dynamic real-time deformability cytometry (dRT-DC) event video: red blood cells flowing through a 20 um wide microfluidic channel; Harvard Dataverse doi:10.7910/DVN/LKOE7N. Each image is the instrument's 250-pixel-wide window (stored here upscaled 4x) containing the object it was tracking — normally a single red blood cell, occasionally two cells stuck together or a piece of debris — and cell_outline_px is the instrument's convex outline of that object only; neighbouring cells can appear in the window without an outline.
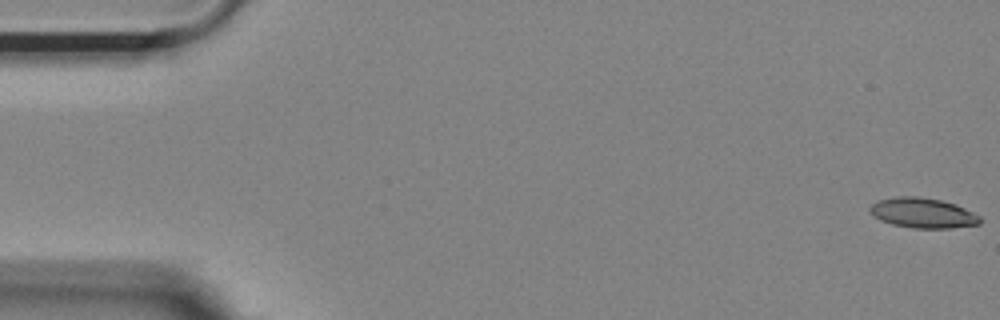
{"species": "Egyptian fruit bat (a non-hibernating species)", "species_latin": "Rousettus aegyptiacus", "temperature_condition": "room temperature", "stored_images_in_passage": 55, "camera_frame_rate_fps": 3000, "um_per_image_px": 0.085, "animal": {"sex": "female"}, "frame": {"image": 1, "passage_image": 1, "time_ms": 0.0, "image_size_px": [1000, 320], "cell_outline_px": [[980, 224], [952, 228], [912, 228], [892, 224], [880, 220], [872, 216], [868, 208], [872, 204], [880, 200], [896, 196], [920, 196], [940, 200], [956, 204], [980, 216]], "centroid_in_image_um": [78.42, 18.1], "position_along_channel_um": 6.6, "area_um2": 19.36}}
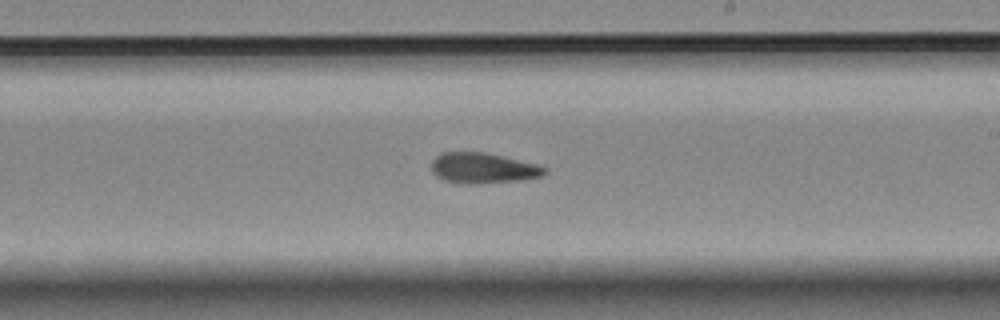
{"frame": {"image": 2, "passage_image": 32, "time_ms": 10.333, "image_size_px": [1000, 320], "cell_outline_px": [[548, 172], [544, 176], [520, 180], [476, 184], [460, 184], [444, 180], [436, 176], [432, 172], [432, 160], [440, 152], [484, 152], [536, 164], [548, 168]], "centroid_in_image_um": [41.05, 14.3], "position_along_channel_um": 248.0, "area_um2": 20.29}}
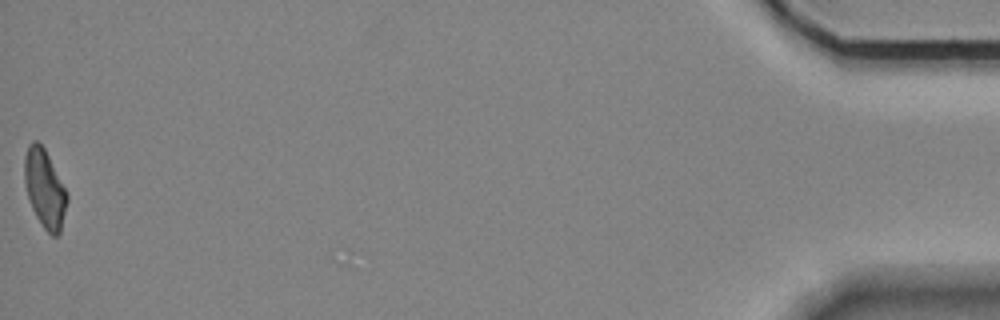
{"frame": {"image": 3, "passage_image": 55, "time_ms": 18.0, "image_size_px": [1000, 320], "cell_outline_px": [[68, 200], [60, 232], [56, 236], [52, 236], [44, 228], [36, 216], [32, 208], [24, 184], [24, 156], [28, 144], [32, 140], [36, 140], [44, 148], [68, 196]], "centroid_in_image_um": [3.77, 16.03], "position_along_channel_um": 431.4, "area_um2": 19.13}, "authors_computed_cell_mechanics": {"area_um2": 19.8254, "velocity_mm_per_s": 3.657, "shape_relaxation_time_tau1_ms": null, "shape_relaxation_time_tau2_ms": 6.4211, "deformation_change_tau1": null, "deformation_change_tau2": 0.158}}